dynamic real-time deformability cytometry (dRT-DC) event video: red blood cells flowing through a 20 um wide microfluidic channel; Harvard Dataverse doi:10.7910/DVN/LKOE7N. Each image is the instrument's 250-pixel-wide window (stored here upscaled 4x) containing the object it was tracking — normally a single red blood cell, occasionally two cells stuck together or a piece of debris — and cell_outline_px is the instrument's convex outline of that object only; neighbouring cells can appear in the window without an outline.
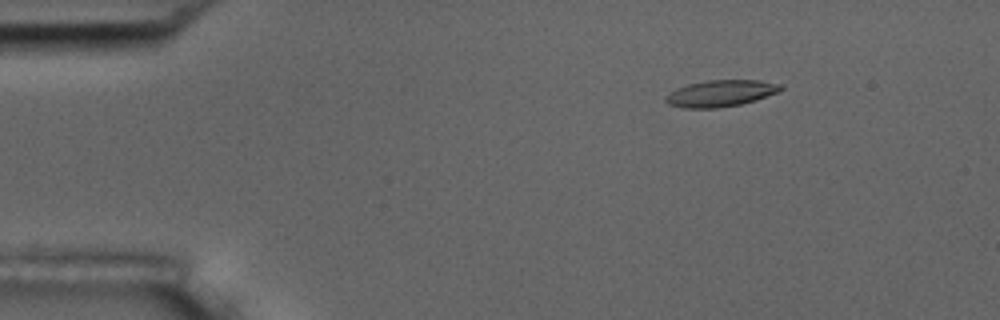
{"species": "common noctule bat (a hibernating species)", "species_latin": "Nyctalus noctula", "temperature_condition": "room temperature", "stored_images_in_passage": 4, "camera_frame_rate_fps": 3000, "um_per_image_px": 0.085, "animal": {"sex": "male", "body_mass_g": 17.5, "forearm_length_mm": 52.3}, "frame": {"image": 1, "passage_image": 2, "time_ms": 1.0, "image_size_px": [1000, 320], "cell_outline_px": [[784, 88], [780, 92], [756, 100], [740, 104], [716, 108], [684, 108], [668, 104], [664, 100], [664, 96], [676, 88], [688, 84], [708, 80], [760, 80], [784, 84]], "centroid_in_image_um": [61.29, 7.93], "position_along_channel_um": 23.7, "area_um2": 18.03}}